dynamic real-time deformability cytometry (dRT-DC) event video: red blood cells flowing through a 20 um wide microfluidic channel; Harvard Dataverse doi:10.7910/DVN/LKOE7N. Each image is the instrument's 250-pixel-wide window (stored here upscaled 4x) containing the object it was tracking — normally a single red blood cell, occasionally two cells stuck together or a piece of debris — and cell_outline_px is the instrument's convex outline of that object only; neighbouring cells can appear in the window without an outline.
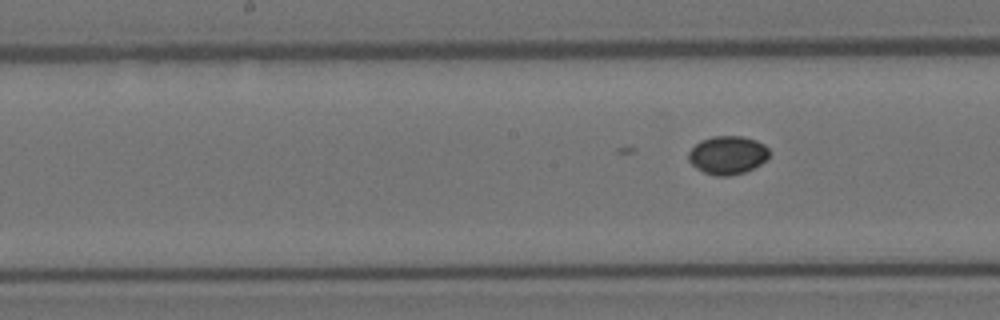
{"species": "Egyptian fruit bat (a non-hibernating species)", "species_latin": "Rousettus aegyptiacus", "temperature_condition": "room temperature", "stored_images_in_passage": 30, "camera_frame_rate_fps": 3000, "um_per_image_px": 0.085, "animal": {"sex": "female"}, "frame": {"image": 1, "passage_image": 12, "time_ms": 3.667, "image_size_px": [1000, 320], "cell_outline_px": [[768, 156], [760, 164], [744, 172], [728, 176], [716, 176], [704, 172], [696, 168], [688, 160], [688, 152], [700, 140], [712, 136], [744, 136], [756, 140], [764, 144], [768, 148]], "centroid_in_image_um": [61.82, 13.17], "position_along_channel_um": 186.4, "area_um2": 17.98}}
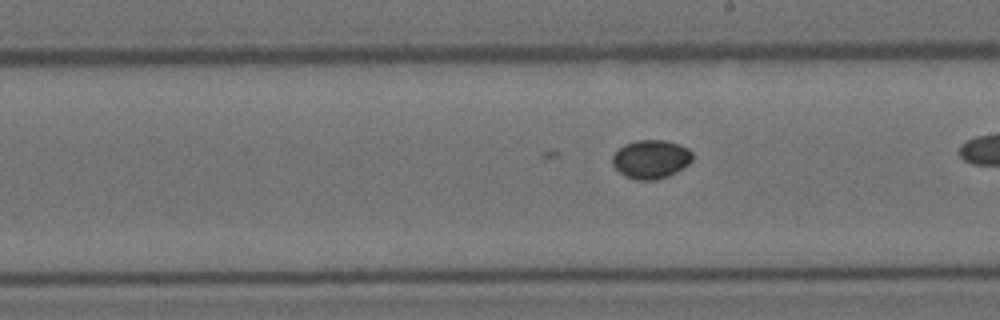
{"frame": {"image": 2, "passage_image": 16, "time_ms": 5.0, "image_size_px": [1000, 320], "cell_outline_px": [[692, 160], [688, 164], [676, 172], [668, 176], [656, 180], [636, 180], [624, 176], [612, 164], [612, 156], [624, 144], [636, 140], [664, 140], [680, 144], [688, 148], [692, 152]], "centroid_in_image_um": [55.33, 13.53], "position_along_channel_um": 233.7, "area_um2": 18.09}}
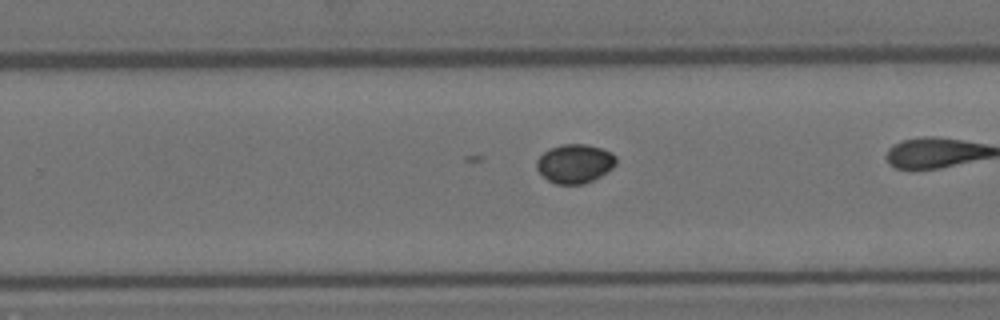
{"frame": {"image": 3, "passage_image": 20, "time_ms": 6.333, "image_size_px": [1000, 320], "cell_outline_px": [[616, 164], [612, 168], [600, 176], [584, 184], [556, 184], [548, 180], [536, 168], [536, 160], [548, 148], [564, 144], [584, 144], [600, 148], [612, 152], [616, 156]], "centroid_in_image_um": [48.85, 13.9], "position_along_channel_um": 280.9, "area_um2": 17.98}}